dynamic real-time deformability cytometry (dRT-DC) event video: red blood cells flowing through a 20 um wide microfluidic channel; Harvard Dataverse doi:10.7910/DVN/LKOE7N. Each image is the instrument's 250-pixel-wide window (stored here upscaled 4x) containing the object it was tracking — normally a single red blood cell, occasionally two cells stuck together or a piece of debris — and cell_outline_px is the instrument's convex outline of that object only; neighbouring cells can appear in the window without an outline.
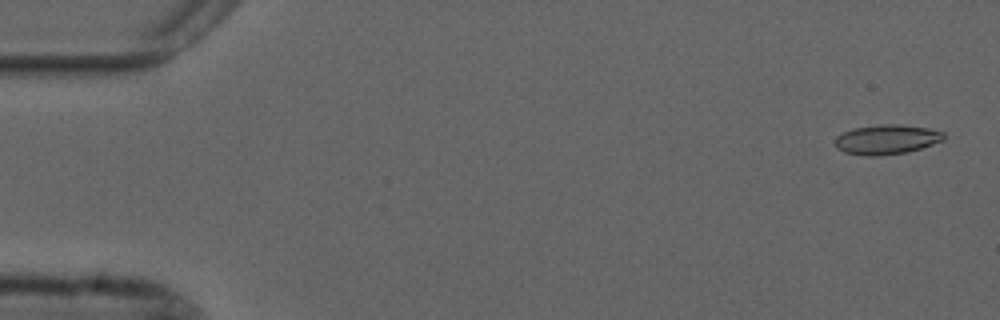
{"species": "common noctule bat (a hibernating species)", "species_latin": "Nyctalus noctula", "temperature_condition": "cold", "stored_images_in_passage": 29, "camera_frame_rate_fps": 3000, "um_per_image_px": 0.085, "animal": {"sex": "male", "forearm_length_mm": 52.5}, "frame": {"image": 1, "passage_image": 2, "time_ms": 0.333, "image_size_px": [1000, 320], "cell_outline_px": [[944, 140], [908, 152], [876, 156], [864, 156], [844, 152], [836, 148], [836, 136], [852, 128], [880, 124], [900, 124], [928, 128], [944, 132]], "centroid_in_image_um": [75.35, 11.85], "position_along_channel_um": 9.6, "area_um2": 18.84}}
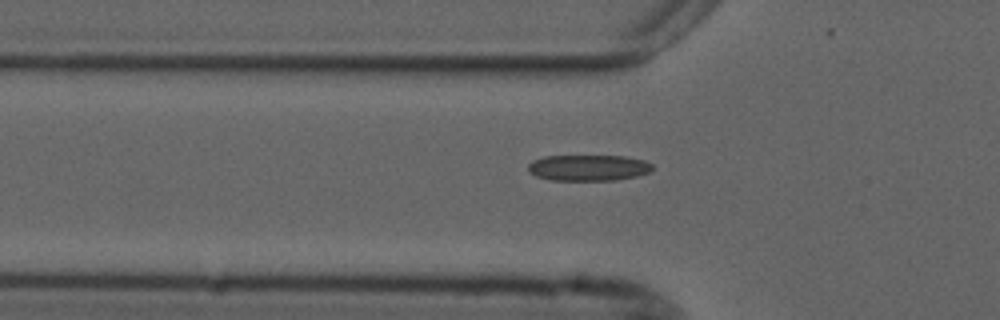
{"frame": {"image": 2, "passage_image": 18, "time_ms": 5.667, "image_size_px": [1000, 320], "cell_outline_px": [[652, 172], [636, 176], [616, 180], [552, 180], [536, 176], [528, 172], [528, 164], [532, 160], [544, 156], [624, 156], [644, 160], [652, 164]], "centroid_in_image_um": [50.01, 14.26], "position_along_channel_um": 75.8, "area_um2": 18.96}}
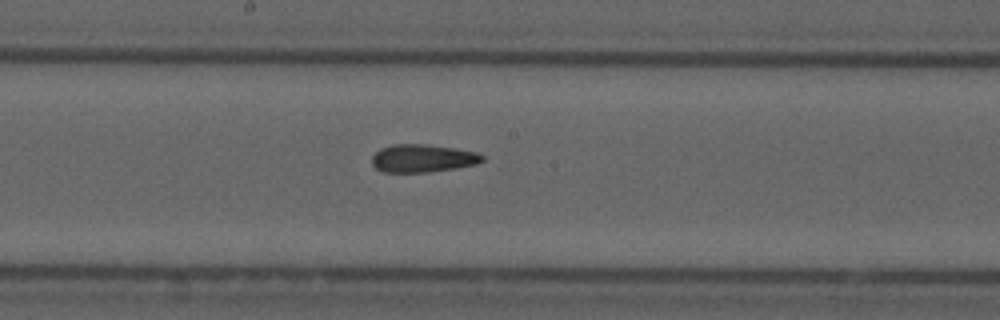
{"frame": {"image": 3, "passage_image": 29, "time_ms": 9.333, "image_size_px": [1000, 320], "cell_outline_px": [[484, 160], [476, 164], [456, 168], [428, 172], [384, 172], [376, 168], [372, 164], [372, 156], [380, 148], [392, 144], [424, 144], [452, 148], [476, 152], [484, 156]], "centroid_in_image_um": [35.91, 13.45], "position_along_channel_um": 212.3, "area_um2": 17.86}}